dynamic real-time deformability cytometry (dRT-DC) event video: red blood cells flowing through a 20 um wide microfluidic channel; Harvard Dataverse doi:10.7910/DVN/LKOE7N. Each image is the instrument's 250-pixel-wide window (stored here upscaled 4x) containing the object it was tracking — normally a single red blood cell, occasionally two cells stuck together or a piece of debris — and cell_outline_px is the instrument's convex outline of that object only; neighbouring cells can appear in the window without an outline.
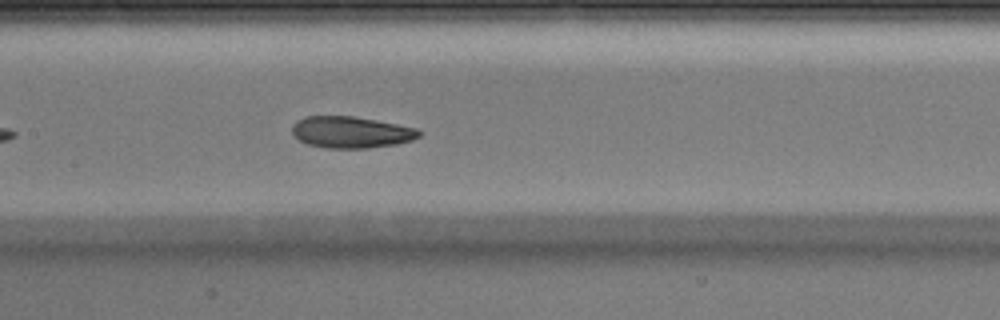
{"species": "Egyptian fruit bat (a non-hibernating species)", "species_latin": "Rousettus aegyptiacus", "temperature_condition": "warm", "stored_images_in_passage": 21, "camera_frame_rate_fps": 3000, "um_per_image_px": 0.085, "animal": {"sex": "male"}, "frame": {"image": 1, "passage_image": 10, "time_ms": 3.0, "image_size_px": [1000, 320], "cell_outline_px": [[424, 132], [420, 136], [412, 140], [396, 144], [368, 148], [324, 148], [308, 144], [292, 136], [292, 124], [296, 120], [304, 116], [352, 116], [376, 120], [416, 128]], "centroid_in_image_um": [29.82, 11.24], "position_along_channel_um": 177.6, "area_um2": 23.52}}